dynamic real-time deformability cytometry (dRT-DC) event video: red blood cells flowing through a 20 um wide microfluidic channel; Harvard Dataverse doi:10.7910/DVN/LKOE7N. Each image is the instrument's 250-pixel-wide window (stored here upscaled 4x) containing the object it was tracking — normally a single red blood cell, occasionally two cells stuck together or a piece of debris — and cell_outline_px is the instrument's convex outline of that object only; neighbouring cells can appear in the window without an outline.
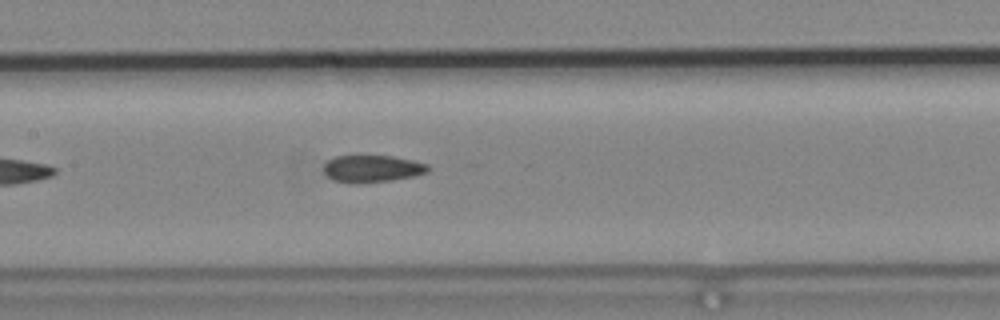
{"species": "common noctule bat (a hibernating species)", "species_latin": "Nyctalus noctula", "temperature_condition": "cold", "stored_images_in_passage": 8, "segment_of_instrument_passage": [2, 2], "camera_frame_rate_fps": 3000, "um_per_image_px": 0.085, "animal": {"sex": "male", "body_mass_g": 19.2, "forearm_length_mm": 51.8}, "frame": {"image": 1, "passage_image": 8, "time_ms": 2.333, "image_size_px": [1000, 320], "cell_outline_px": [[428, 172], [416, 176], [388, 180], [352, 184], [348, 184], [332, 180], [324, 172], [324, 164], [328, 160], [336, 156], [392, 156], [412, 160], [428, 164]], "centroid_in_image_um": [31.61, 14.34], "position_along_channel_um": 175.8, "area_um2": 16.47}}